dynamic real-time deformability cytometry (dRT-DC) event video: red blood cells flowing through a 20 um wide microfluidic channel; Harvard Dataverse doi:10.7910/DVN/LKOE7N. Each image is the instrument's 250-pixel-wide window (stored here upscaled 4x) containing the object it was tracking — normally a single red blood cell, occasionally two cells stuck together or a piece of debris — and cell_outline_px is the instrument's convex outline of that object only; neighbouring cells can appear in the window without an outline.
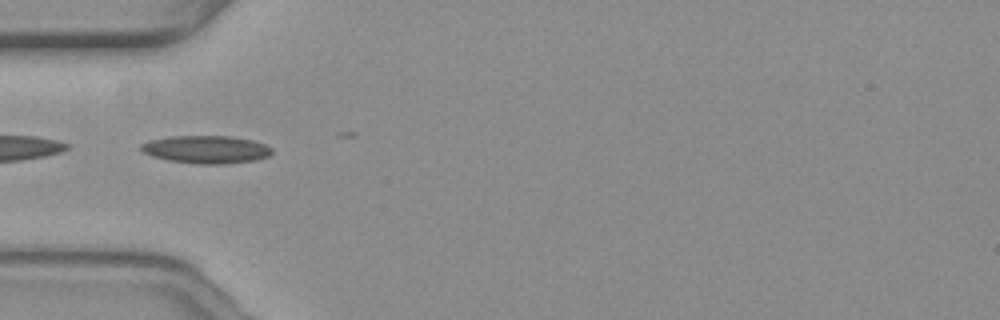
{"species": "common noctule bat (a hibernating species)", "species_latin": "Nyctalus noctula", "temperature_condition": "warm", "stored_images_in_passage": 9, "camera_frame_rate_fps": 3000, "um_per_image_px": 0.085, "animal": {"sex": "female", "body_mass_g": 19.3, "forearm_length_mm": 54.1}, "frame": {"image": 1, "passage_image": 2, "time_ms": 0.333, "image_size_px": [1000, 320], "cell_outline_px": [[272, 152], [268, 156], [256, 160], [224, 164], [196, 164], [168, 160], [152, 156], [144, 152], [140, 148], [140, 144], [148, 140], [168, 136], [232, 136], [252, 140], [264, 144], [272, 148]], "centroid_in_image_um": [17.51, 12.7], "position_along_channel_um": 67.5, "area_um2": 21.33}}